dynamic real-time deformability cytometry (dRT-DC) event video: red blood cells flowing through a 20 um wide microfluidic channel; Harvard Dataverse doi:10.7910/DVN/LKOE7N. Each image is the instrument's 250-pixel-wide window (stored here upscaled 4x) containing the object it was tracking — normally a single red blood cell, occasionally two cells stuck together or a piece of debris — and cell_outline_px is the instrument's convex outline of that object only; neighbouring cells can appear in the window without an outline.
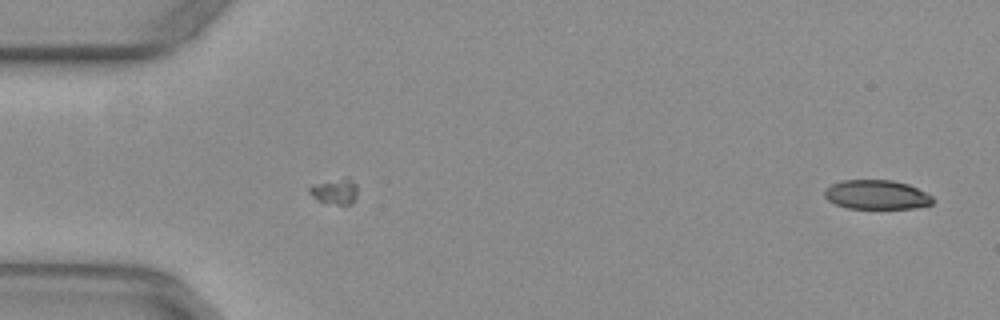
{"species": "common noctule bat (a hibernating species)", "species_latin": "Nyctalus noctula", "temperature_condition": "warm", "stored_images_in_passage": 4, "camera_frame_rate_fps": 3000, "um_per_image_px": 0.085, "animal": {"sex": "female", "body_mass_g": 29.2, "forearm_length_mm": 56.3}, "frame": {"image": 1, "passage_image": 4, "time_ms": 1.0, "image_size_px": [1000, 320], "cell_outline_px": [[936, 200], [932, 204], [912, 208], [848, 208], [836, 204], [828, 200], [824, 196], [824, 192], [832, 184], [844, 180], [892, 180], [908, 184], [932, 196]], "centroid_in_image_um": [74.53, 16.55], "position_along_channel_um": 10.5, "area_um2": 18.26}}